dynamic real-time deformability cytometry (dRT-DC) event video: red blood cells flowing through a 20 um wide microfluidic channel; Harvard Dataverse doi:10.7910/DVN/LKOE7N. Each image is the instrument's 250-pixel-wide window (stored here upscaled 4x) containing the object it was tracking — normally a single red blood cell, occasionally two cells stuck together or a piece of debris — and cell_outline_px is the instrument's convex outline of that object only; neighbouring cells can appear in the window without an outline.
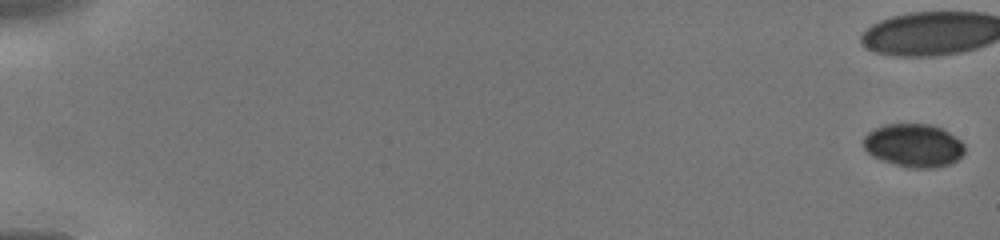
{"species": "human", "species_latin": "Homo sapiens", "temperature_condition": "cold", "stored_images_in_passage": 39, "camera_frame_rate_fps": 3000, "um_per_image_px": 0.085, "donor": {"sex": "male"}, "frame": {"image": 1, "passage_image": 1, "time_ms": 0.0, "image_size_px": [1000, 240], "cell_outline_px": [[964, 152], [956, 160], [948, 164], [936, 168], [908, 168], [880, 160], [872, 156], [864, 148], [864, 136], [868, 132], [884, 124], [928, 124], [940, 128], [948, 132], [960, 140], [964, 144]], "centroid_in_image_um": [77.64, 12.37], "position_along_channel_um": 7.4, "area_um2": 25.43}}